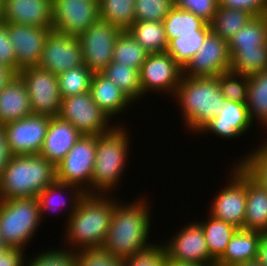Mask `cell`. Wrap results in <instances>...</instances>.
<instances>
[{"label": "cell", "instance_id": "cell-8", "mask_svg": "<svg viewBox=\"0 0 267 266\" xmlns=\"http://www.w3.org/2000/svg\"><path fill=\"white\" fill-rule=\"evenodd\" d=\"M58 116L83 135L106 134L117 126H109L113 120L94 102L90 91L62 98Z\"/></svg>", "mask_w": 267, "mask_h": 266}, {"label": "cell", "instance_id": "cell-14", "mask_svg": "<svg viewBox=\"0 0 267 266\" xmlns=\"http://www.w3.org/2000/svg\"><path fill=\"white\" fill-rule=\"evenodd\" d=\"M246 194L243 229L267 232V159L246 163Z\"/></svg>", "mask_w": 267, "mask_h": 266}, {"label": "cell", "instance_id": "cell-5", "mask_svg": "<svg viewBox=\"0 0 267 266\" xmlns=\"http://www.w3.org/2000/svg\"><path fill=\"white\" fill-rule=\"evenodd\" d=\"M56 180V166L37 155H11L0 174V200L37 197Z\"/></svg>", "mask_w": 267, "mask_h": 266}, {"label": "cell", "instance_id": "cell-25", "mask_svg": "<svg viewBox=\"0 0 267 266\" xmlns=\"http://www.w3.org/2000/svg\"><path fill=\"white\" fill-rule=\"evenodd\" d=\"M30 97L22 79L16 75L0 92V125L32 115Z\"/></svg>", "mask_w": 267, "mask_h": 266}, {"label": "cell", "instance_id": "cell-50", "mask_svg": "<svg viewBox=\"0 0 267 266\" xmlns=\"http://www.w3.org/2000/svg\"><path fill=\"white\" fill-rule=\"evenodd\" d=\"M17 74L9 67L0 63V92Z\"/></svg>", "mask_w": 267, "mask_h": 266}, {"label": "cell", "instance_id": "cell-49", "mask_svg": "<svg viewBox=\"0 0 267 266\" xmlns=\"http://www.w3.org/2000/svg\"><path fill=\"white\" fill-rule=\"evenodd\" d=\"M256 261L267 266V232L262 233L257 250Z\"/></svg>", "mask_w": 267, "mask_h": 266}, {"label": "cell", "instance_id": "cell-42", "mask_svg": "<svg viewBox=\"0 0 267 266\" xmlns=\"http://www.w3.org/2000/svg\"><path fill=\"white\" fill-rule=\"evenodd\" d=\"M76 266H125L124 258L109 254L103 247L78 250Z\"/></svg>", "mask_w": 267, "mask_h": 266}, {"label": "cell", "instance_id": "cell-18", "mask_svg": "<svg viewBox=\"0 0 267 266\" xmlns=\"http://www.w3.org/2000/svg\"><path fill=\"white\" fill-rule=\"evenodd\" d=\"M230 65L228 41L210 31L200 49L183 69V76L217 77L229 71Z\"/></svg>", "mask_w": 267, "mask_h": 266}, {"label": "cell", "instance_id": "cell-29", "mask_svg": "<svg viewBox=\"0 0 267 266\" xmlns=\"http://www.w3.org/2000/svg\"><path fill=\"white\" fill-rule=\"evenodd\" d=\"M206 221H197L203 229L210 256L217 261L238 228L208 214Z\"/></svg>", "mask_w": 267, "mask_h": 266}, {"label": "cell", "instance_id": "cell-17", "mask_svg": "<svg viewBox=\"0 0 267 266\" xmlns=\"http://www.w3.org/2000/svg\"><path fill=\"white\" fill-rule=\"evenodd\" d=\"M83 64V54L78 37H72L52 29L45 41L38 67L58 76Z\"/></svg>", "mask_w": 267, "mask_h": 266}, {"label": "cell", "instance_id": "cell-13", "mask_svg": "<svg viewBox=\"0 0 267 266\" xmlns=\"http://www.w3.org/2000/svg\"><path fill=\"white\" fill-rule=\"evenodd\" d=\"M100 19L97 0H52V29L79 37Z\"/></svg>", "mask_w": 267, "mask_h": 266}, {"label": "cell", "instance_id": "cell-45", "mask_svg": "<svg viewBox=\"0 0 267 266\" xmlns=\"http://www.w3.org/2000/svg\"><path fill=\"white\" fill-rule=\"evenodd\" d=\"M0 63L17 74L16 55L7 33V23L0 21Z\"/></svg>", "mask_w": 267, "mask_h": 266}, {"label": "cell", "instance_id": "cell-43", "mask_svg": "<svg viewBox=\"0 0 267 266\" xmlns=\"http://www.w3.org/2000/svg\"><path fill=\"white\" fill-rule=\"evenodd\" d=\"M168 262L164 245L160 243L124 258L125 266H166Z\"/></svg>", "mask_w": 267, "mask_h": 266}, {"label": "cell", "instance_id": "cell-53", "mask_svg": "<svg viewBox=\"0 0 267 266\" xmlns=\"http://www.w3.org/2000/svg\"><path fill=\"white\" fill-rule=\"evenodd\" d=\"M9 248L8 244L4 241L2 234L0 233V252Z\"/></svg>", "mask_w": 267, "mask_h": 266}, {"label": "cell", "instance_id": "cell-1", "mask_svg": "<svg viewBox=\"0 0 267 266\" xmlns=\"http://www.w3.org/2000/svg\"><path fill=\"white\" fill-rule=\"evenodd\" d=\"M145 196L134 202L115 204L111 223L102 247L112 256L126 258L154 243L148 238L152 221L151 205ZM149 206V207H148ZM150 242V243H149Z\"/></svg>", "mask_w": 267, "mask_h": 266}, {"label": "cell", "instance_id": "cell-20", "mask_svg": "<svg viewBox=\"0 0 267 266\" xmlns=\"http://www.w3.org/2000/svg\"><path fill=\"white\" fill-rule=\"evenodd\" d=\"M247 109L252 122L267 129V69L249 76ZM267 133V132H266ZM233 163H262L267 159V139ZM238 161V162H237Z\"/></svg>", "mask_w": 267, "mask_h": 266}, {"label": "cell", "instance_id": "cell-3", "mask_svg": "<svg viewBox=\"0 0 267 266\" xmlns=\"http://www.w3.org/2000/svg\"><path fill=\"white\" fill-rule=\"evenodd\" d=\"M173 99L181 109V123L194 135L219 114L224 101L216 77L183 76Z\"/></svg>", "mask_w": 267, "mask_h": 266}, {"label": "cell", "instance_id": "cell-12", "mask_svg": "<svg viewBox=\"0 0 267 266\" xmlns=\"http://www.w3.org/2000/svg\"><path fill=\"white\" fill-rule=\"evenodd\" d=\"M122 32L111 23L99 19L78 37L84 64L93 72H102L113 61L115 42Z\"/></svg>", "mask_w": 267, "mask_h": 266}, {"label": "cell", "instance_id": "cell-27", "mask_svg": "<svg viewBox=\"0 0 267 266\" xmlns=\"http://www.w3.org/2000/svg\"><path fill=\"white\" fill-rule=\"evenodd\" d=\"M262 232L238 229L229 241L224 254L215 266H230L237 263L256 260L258 244Z\"/></svg>", "mask_w": 267, "mask_h": 266}, {"label": "cell", "instance_id": "cell-24", "mask_svg": "<svg viewBox=\"0 0 267 266\" xmlns=\"http://www.w3.org/2000/svg\"><path fill=\"white\" fill-rule=\"evenodd\" d=\"M90 93L94 102L113 119L134 104L115 83L101 72L93 73ZM130 106V107H129ZM126 109V110H125Z\"/></svg>", "mask_w": 267, "mask_h": 266}, {"label": "cell", "instance_id": "cell-22", "mask_svg": "<svg viewBox=\"0 0 267 266\" xmlns=\"http://www.w3.org/2000/svg\"><path fill=\"white\" fill-rule=\"evenodd\" d=\"M2 21L52 28V0H4Z\"/></svg>", "mask_w": 267, "mask_h": 266}, {"label": "cell", "instance_id": "cell-4", "mask_svg": "<svg viewBox=\"0 0 267 266\" xmlns=\"http://www.w3.org/2000/svg\"><path fill=\"white\" fill-rule=\"evenodd\" d=\"M125 127V128H124ZM130 132L124 125L96 136V155L91 177V189L86 194L113 195L126 168L130 152Z\"/></svg>", "mask_w": 267, "mask_h": 266}, {"label": "cell", "instance_id": "cell-36", "mask_svg": "<svg viewBox=\"0 0 267 266\" xmlns=\"http://www.w3.org/2000/svg\"><path fill=\"white\" fill-rule=\"evenodd\" d=\"M135 0H100V19L127 31L135 21Z\"/></svg>", "mask_w": 267, "mask_h": 266}, {"label": "cell", "instance_id": "cell-2", "mask_svg": "<svg viewBox=\"0 0 267 266\" xmlns=\"http://www.w3.org/2000/svg\"><path fill=\"white\" fill-rule=\"evenodd\" d=\"M117 197L85 194L76 210L65 219L66 248L76 252L86 248L102 247L107 236ZM68 243V244H66Z\"/></svg>", "mask_w": 267, "mask_h": 266}, {"label": "cell", "instance_id": "cell-37", "mask_svg": "<svg viewBox=\"0 0 267 266\" xmlns=\"http://www.w3.org/2000/svg\"><path fill=\"white\" fill-rule=\"evenodd\" d=\"M149 53L129 34L122 31L118 36L114 50L113 61L140 70Z\"/></svg>", "mask_w": 267, "mask_h": 266}, {"label": "cell", "instance_id": "cell-33", "mask_svg": "<svg viewBox=\"0 0 267 266\" xmlns=\"http://www.w3.org/2000/svg\"><path fill=\"white\" fill-rule=\"evenodd\" d=\"M167 39H176L179 34L195 31H211L210 24L189 11L173 7L163 20Z\"/></svg>", "mask_w": 267, "mask_h": 266}, {"label": "cell", "instance_id": "cell-34", "mask_svg": "<svg viewBox=\"0 0 267 266\" xmlns=\"http://www.w3.org/2000/svg\"><path fill=\"white\" fill-rule=\"evenodd\" d=\"M230 70L246 76L258 74L267 69V45L250 50H229Z\"/></svg>", "mask_w": 267, "mask_h": 266}, {"label": "cell", "instance_id": "cell-54", "mask_svg": "<svg viewBox=\"0 0 267 266\" xmlns=\"http://www.w3.org/2000/svg\"><path fill=\"white\" fill-rule=\"evenodd\" d=\"M3 2L4 0H0V21H2V15H3Z\"/></svg>", "mask_w": 267, "mask_h": 266}, {"label": "cell", "instance_id": "cell-21", "mask_svg": "<svg viewBox=\"0 0 267 266\" xmlns=\"http://www.w3.org/2000/svg\"><path fill=\"white\" fill-rule=\"evenodd\" d=\"M219 114L206 123L197 134L206 132L225 139L240 138L254 125L248 113L246 103L225 100Z\"/></svg>", "mask_w": 267, "mask_h": 266}, {"label": "cell", "instance_id": "cell-52", "mask_svg": "<svg viewBox=\"0 0 267 266\" xmlns=\"http://www.w3.org/2000/svg\"><path fill=\"white\" fill-rule=\"evenodd\" d=\"M230 266H264V265H261L256 260H252V261H247V262H243V263L233 264V265H230Z\"/></svg>", "mask_w": 267, "mask_h": 266}, {"label": "cell", "instance_id": "cell-15", "mask_svg": "<svg viewBox=\"0 0 267 266\" xmlns=\"http://www.w3.org/2000/svg\"><path fill=\"white\" fill-rule=\"evenodd\" d=\"M176 232L177 234L171 239L162 243L168 260L207 266L216 265V261L210 256L203 229L196 221L188 223Z\"/></svg>", "mask_w": 267, "mask_h": 266}, {"label": "cell", "instance_id": "cell-39", "mask_svg": "<svg viewBox=\"0 0 267 266\" xmlns=\"http://www.w3.org/2000/svg\"><path fill=\"white\" fill-rule=\"evenodd\" d=\"M216 78L225 100L236 103L247 102L249 76L229 70L219 74Z\"/></svg>", "mask_w": 267, "mask_h": 266}, {"label": "cell", "instance_id": "cell-28", "mask_svg": "<svg viewBox=\"0 0 267 266\" xmlns=\"http://www.w3.org/2000/svg\"><path fill=\"white\" fill-rule=\"evenodd\" d=\"M127 31L148 53L166 52L168 39L163 22L135 20Z\"/></svg>", "mask_w": 267, "mask_h": 266}, {"label": "cell", "instance_id": "cell-19", "mask_svg": "<svg viewBox=\"0 0 267 266\" xmlns=\"http://www.w3.org/2000/svg\"><path fill=\"white\" fill-rule=\"evenodd\" d=\"M51 30L52 28L7 23L8 37L16 55L17 74L22 68L38 66Z\"/></svg>", "mask_w": 267, "mask_h": 266}, {"label": "cell", "instance_id": "cell-48", "mask_svg": "<svg viewBox=\"0 0 267 266\" xmlns=\"http://www.w3.org/2000/svg\"><path fill=\"white\" fill-rule=\"evenodd\" d=\"M11 154L9 153L5 131L2 125H0V174L7 165Z\"/></svg>", "mask_w": 267, "mask_h": 266}, {"label": "cell", "instance_id": "cell-32", "mask_svg": "<svg viewBox=\"0 0 267 266\" xmlns=\"http://www.w3.org/2000/svg\"><path fill=\"white\" fill-rule=\"evenodd\" d=\"M101 73L115 83L133 103L143 98L138 69L112 61Z\"/></svg>", "mask_w": 267, "mask_h": 266}, {"label": "cell", "instance_id": "cell-44", "mask_svg": "<svg viewBox=\"0 0 267 266\" xmlns=\"http://www.w3.org/2000/svg\"><path fill=\"white\" fill-rule=\"evenodd\" d=\"M174 6L189 11L210 24L216 14L218 0H174Z\"/></svg>", "mask_w": 267, "mask_h": 266}, {"label": "cell", "instance_id": "cell-11", "mask_svg": "<svg viewBox=\"0 0 267 266\" xmlns=\"http://www.w3.org/2000/svg\"><path fill=\"white\" fill-rule=\"evenodd\" d=\"M139 75L143 97L148 92L173 97L183 77V69L167 52L149 53Z\"/></svg>", "mask_w": 267, "mask_h": 266}, {"label": "cell", "instance_id": "cell-41", "mask_svg": "<svg viewBox=\"0 0 267 266\" xmlns=\"http://www.w3.org/2000/svg\"><path fill=\"white\" fill-rule=\"evenodd\" d=\"M63 247H59V249L50 248V250L47 249L34 254L25 261V266H76L75 252L65 246Z\"/></svg>", "mask_w": 267, "mask_h": 266}, {"label": "cell", "instance_id": "cell-30", "mask_svg": "<svg viewBox=\"0 0 267 266\" xmlns=\"http://www.w3.org/2000/svg\"><path fill=\"white\" fill-rule=\"evenodd\" d=\"M267 45V15L254 16L228 41L229 50H250Z\"/></svg>", "mask_w": 267, "mask_h": 266}, {"label": "cell", "instance_id": "cell-51", "mask_svg": "<svg viewBox=\"0 0 267 266\" xmlns=\"http://www.w3.org/2000/svg\"><path fill=\"white\" fill-rule=\"evenodd\" d=\"M166 266H207V265H198L192 263H179L176 261L168 260Z\"/></svg>", "mask_w": 267, "mask_h": 266}, {"label": "cell", "instance_id": "cell-31", "mask_svg": "<svg viewBox=\"0 0 267 266\" xmlns=\"http://www.w3.org/2000/svg\"><path fill=\"white\" fill-rule=\"evenodd\" d=\"M253 17L254 15L247 10L218 5L216 14L210 23V28L217 36L229 41Z\"/></svg>", "mask_w": 267, "mask_h": 266}, {"label": "cell", "instance_id": "cell-40", "mask_svg": "<svg viewBox=\"0 0 267 266\" xmlns=\"http://www.w3.org/2000/svg\"><path fill=\"white\" fill-rule=\"evenodd\" d=\"M174 0H135V20L163 22Z\"/></svg>", "mask_w": 267, "mask_h": 266}, {"label": "cell", "instance_id": "cell-35", "mask_svg": "<svg viewBox=\"0 0 267 266\" xmlns=\"http://www.w3.org/2000/svg\"><path fill=\"white\" fill-rule=\"evenodd\" d=\"M210 31H195V33L179 34L176 39H169L166 52L184 69L202 46Z\"/></svg>", "mask_w": 267, "mask_h": 266}, {"label": "cell", "instance_id": "cell-6", "mask_svg": "<svg viewBox=\"0 0 267 266\" xmlns=\"http://www.w3.org/2000/svg\"><path fill=\"white\" fill-rule=\"evenodd\" d=\"M41 222L37 197L0 200V233L9 247L25 250Z\"/></svg>", "mask_w": 267, "mask_h": 266}, {"label": "cell", "instance_id": "cell-16", "mask_svg": "<svg viewBox=\"0 0 267 266\" xmlns=\"http://www.w3.org/2000/svg\"><path fill=\"white\" fill-rule=\"evenodd\" d=\"M50 117L35 115L3 125L11 155H37L46 137Z\"/></svg>", "mask_w": 267, "mask_h": 266}, {"label": "cell", "instance_id": "cell-46", "mask_svg": "<svg viewBox=\"0 0 267 266\" xmlns=\"http://www.w3.org/2000/svg\"><path fill=\"white\" fill-rule=\"evenodd\" d=\"M218 5L247 10L254 16L267 15V0H218Z\"/></svg>", "mask_w": 267, "mask_h": 266}, {"label": "cell", "instance_id": "cell-47", "mask_svg": "<svg viewBox=\"0 0 267 266\" xmlns=\"http://www.w3.org/2000/svg\"><path fill=\"white\" fill-rule=\"evenodd\" d=\"M25 250L9 247L0 252V266H25Z\"/></svg>", "mask_w": 267, "mask_h": 266}, {"label": "cell", "instance_id": "cell-26", "mask_svg": "<svg viewBox=\"0 0 267 266\" xmlns=\"http://www.w3.org/2000/svg\"><path fill=\"white\" fill-rule=\"evenodd\" d=\"M65 193L66 196L70 194L68 195L69 197H66L64 195ZM85 194L86 193L77 186L55 180L37 196L40 205L41 219L46 217L45 215H48L49 212L54 211V213H57L58 211H61L63 207L66 208V205H68L67 202L69 201V210L67 209L69 212L66 213V215L68 214L66 216L68 219V217H70L71 214L76 210L78 202Z\"/></svg>", "mask_w": 267, "mask_h": 266}, {"label": "cell", "instance_id": "cell-9", "mask_svg": "<svg viewBox=\"0 0 267 266\" xmlns=\"http://www.w3.org/2000/svg\"><path fill=\"white\" fill-rule=\"evenodd\" d=\"M25 84L35 115L57 117L61 108V95L57 75L38 66L22 68L17 74Z\"/></svg>", "mask_w": 267, "mask_h": 266}, {"label": "cell", "instance_id": "cell-23", "mask_svg": "<svg viewBox=\"0 0 267 266\" xmlns=\"http://www.w3.org/2000/svg\"><path fill=\"white\" fill-rule=\"evenodd\" d=\"M82 135L70 122L52 117L39 155L56 166Z\"/></svg>", "mask_w": 267, "mask_h": 266}, {"label": "cell", "instance_id": "cell-38", "mask_svg": "<svg viewBox=\"0 0 267 266\" xmlns=\"http://www.w3.org/2000/svg\"><path fill=\"white\" fill-rule=\"evenodd\" d=\"M93 72L85 65L67 70L57 76L61 98L90 91Z\"/></svg>", "mask_w": 267, "mask_h": 266}, {"label": "cell", "instance_id": "cell-10", "mask_svg": "<svg viewBox=\"0 0 267 266\" xmlns=\"http://www.w3.org/2000/svg\"><path fill=\"white\" fill-rule=\"evenodd\" d=\"M96 155V135H82L56 165V180L79 187L87 193Z\"/></svg>", "mask_w": 267, "mask_h": 266}, {"label": "cell", "instance_id": "cell-7", "mask_svg": "<svg viewBox=\"0 0 267 266\" xmlns=\"http://www.w3.org/2000/svg\"><path fill=\"white\" fill-rule=\"evenodd\" d=\"M230 171L229 183L210 201L208 214L241 229L246 212V163H234Z\"/></svg>", "mask_w": 267, "mask_h": 266}]
</instances>
